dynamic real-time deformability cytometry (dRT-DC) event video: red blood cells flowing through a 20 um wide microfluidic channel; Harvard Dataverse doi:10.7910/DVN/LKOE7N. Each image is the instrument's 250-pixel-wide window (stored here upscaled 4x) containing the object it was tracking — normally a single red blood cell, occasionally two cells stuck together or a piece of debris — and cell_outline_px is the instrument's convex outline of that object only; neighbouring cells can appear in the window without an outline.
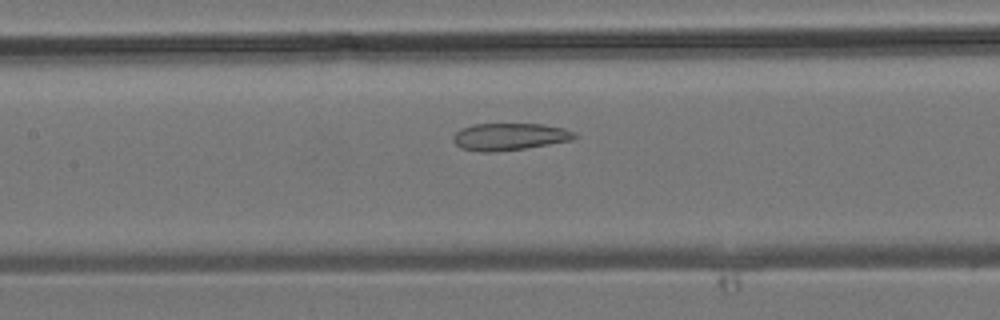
{"species": "common noctule bat (a hibernating species)", "species_latin": "Nyctalus noctula", "temperature_condition": "room temperature", "stored_images_in_passage": 24, "camera_frame_rate_fps": 3000, "um_per_image_px": 0.085, "animal": {"sex": "male", "body_mass_g": 19.2, "forearm_length_mm": 51.8}, "frame": {"image": 1, "passage_image": 8, "time_ms": 2.333, "image_size_px": [1000, 320], "cell_outline_px": [[580, 136], [572, 140], [524, 148], [496, 152], [480, 152], [460, 148], [452, 140], [452, 136], [460, 128], [472, 124], [544, 124], [564, 128], [576, 132]], "centroid_in_image_um": [43.3, 11.61], "position_along_channel_um": 164.1, "area_um2": 19.42}}
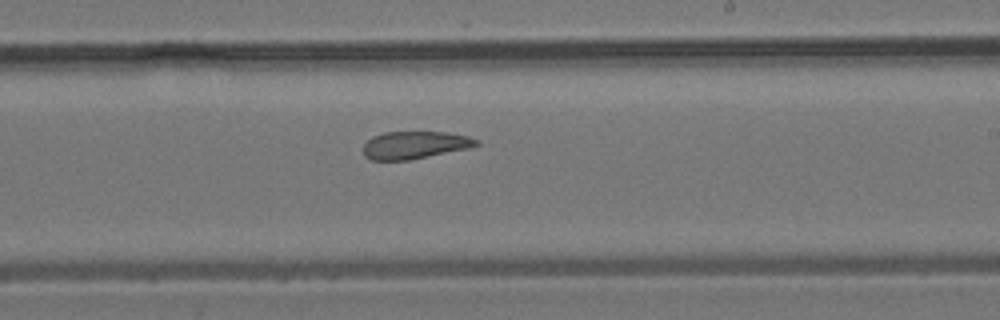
{"frame": {"image": 2, "passage_image": 13, "time_ms": 4.0, "image_size_px": [1000, 320], "cell_outline_px": [[480, 144], [468, 148], [408, 160], [372, 160], [364, 156], [364, 144], [372, 136], [384, 132], [444, 132], [468, 136], [480, 140]], "centroid_in_image_um": [35.25, 12.32], "position_along_channel_um": 253.8, "area_um2": 18.03}}
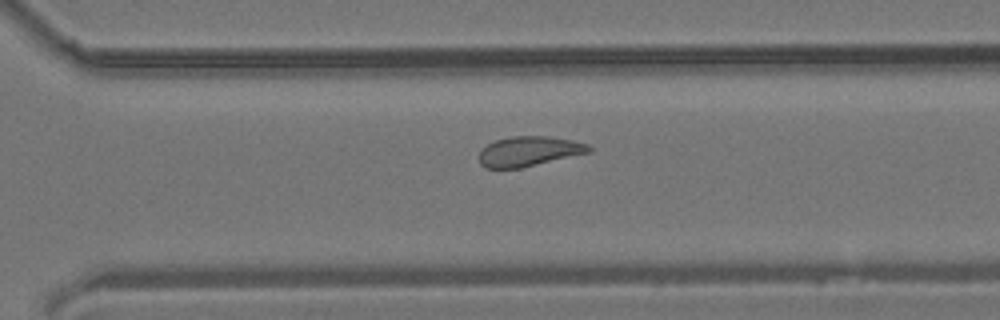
{"frame": {"image": 3, "passage_image": 17, "time_ms": 5.333, "image_size_px": [1000, 320], "cell_outline_px": [[592, 152], [520, 168], [484, 168], [480, 164], [480, 152], [488, 144], [496, 140], [512, 136], [548, 136], [572, 140], [588, 144], [592, 148]], "centroid_in_image_um": [45.0, 12.86], "position_along_channel_um": 325.6, "area_um2": 19.07}}